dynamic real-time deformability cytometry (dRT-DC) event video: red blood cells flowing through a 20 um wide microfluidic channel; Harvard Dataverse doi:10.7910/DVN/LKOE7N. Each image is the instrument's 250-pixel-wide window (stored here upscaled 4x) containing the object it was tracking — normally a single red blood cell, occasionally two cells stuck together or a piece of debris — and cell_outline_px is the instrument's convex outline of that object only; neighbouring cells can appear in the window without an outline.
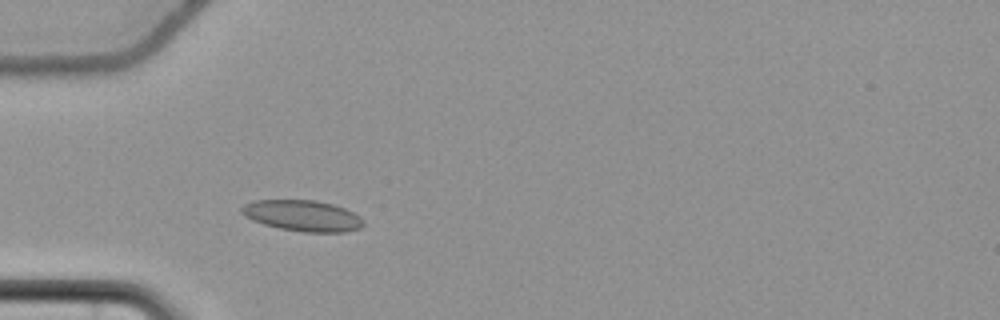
{"species": "common noctule bat (a hibernating species)", "species_latin": "Nyctalus noctula", "temperature_condition": "cold", "stored_images_in_passage": 51, "camera_frame_rate_fps": 3000, "um_per_image_px": 0.085, "animal": {"sex": "female", "body_mass_g": 22.7, "forearm_length_mm": 54.2}, "frame": {"image": 1, "passage_image": 12, "time_ms": 3.667, "image_size_px": [1000, 320], "cell_outline_px": [[364, 224], [360, 228], [344, 232], [304, 232], [280, 228], [264, 224], [252, 220], [244, 216], [240, 212], [240, 208], [244, 204], [252, 200], [316, 200], [332, 204], [344, 208], [360, 216], [364, 220]], "centroid_in_image_um": [25.7, 18.33], "position_along_channel_um": 59.3, "area_um2": 22.08}}
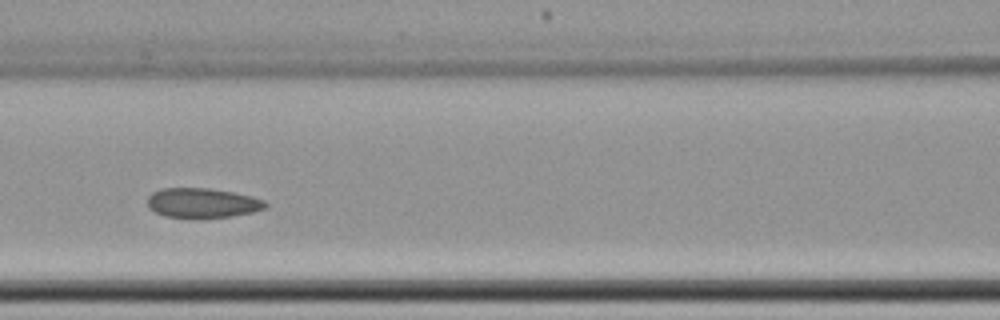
{"frame": {"image": 2, "passage_image": 20, "time_ms": 6.333, "image_size_px": [1000, 320], "cell_outline_px": [[268, 204], [264, 208], [252, 212], [232, 216], [204, 220], [200, 220], [164, 216], [148, 208], [148, 196], [152, 192], [160, 188], [208, 188], [232, 192], [252, 196], [264, 200]], "centroid_in_image_um": [17.18, 17.28], "position_along_channel_um": 149.4, "area_um2": 20.98}}
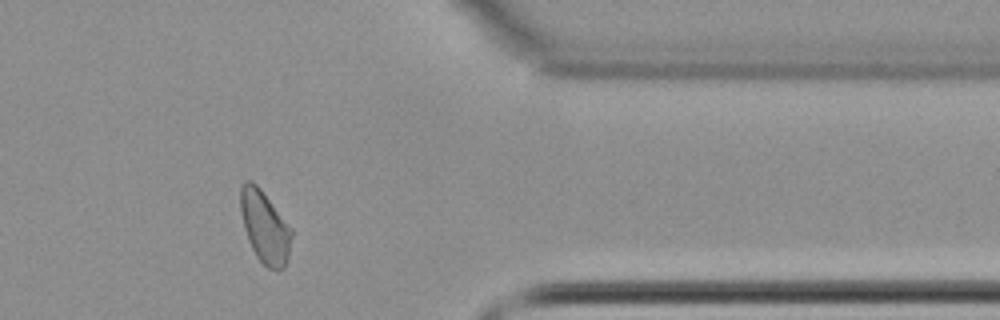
{"frame": {"image": 3, "passage_image": 41, "time_ms": 13.333, "image_size_px": [1000, 320], "cell_outline_px": [[292, 236], [288, 260], [284, 268], [268, 268], [256, 256], [248, 240], [244, 228], [240, 208], [240, 184], [244, 180], [252, 180], [260, 188], [292, 228]], "centroid_in_image_um": [22.5, 19.25], "position_along_channel_um": 388.9, "area_um2": 21.5}, "authors_computed_cell_mechanics": {"area_um2": 21.2126, "velocity_mm_per_s": 3.6521, "shape_relaxation_time_tau1_ms": null, "shape_relaxation_time_tau2_ms": 1.5408, "deformation_change_tau1": null, "deformation_change_tau2": 0.0696}}